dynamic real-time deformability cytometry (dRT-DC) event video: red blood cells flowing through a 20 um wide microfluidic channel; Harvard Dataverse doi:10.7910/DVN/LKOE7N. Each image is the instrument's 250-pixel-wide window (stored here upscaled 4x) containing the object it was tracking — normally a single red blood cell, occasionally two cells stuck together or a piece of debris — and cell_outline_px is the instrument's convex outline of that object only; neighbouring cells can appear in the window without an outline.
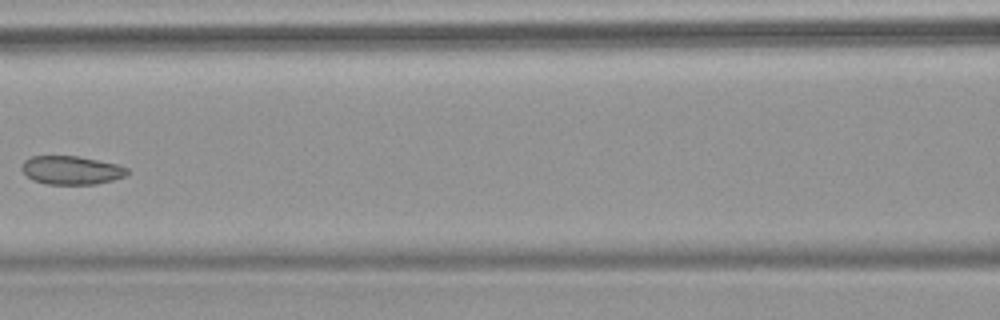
{"species": "common noctule bat (a hibernating species)", "species_latin": "Nyctalus noctula", "temperature_condition": "warm", "stored_images_in_passage": 7, "camera_frame_rate_fps": 3000, "um_per_image_px": 0.085, "animal": {"sex": "female", "body_mass_g": 18.4}, "frame": {"image": 1, "passage_image": 7, "time_ms": 7.0, "image_size_px": [1000, 320], "cell_outline_px": [[128, 172], [124, 176], [112, 180], [96, 184], [48, 184], [32, 180], [20, 168], [24, 160], [32, 156], [76, 156], [116, 164], [128, 168]], "centroid_in_image_um": [6.03, 14.47], "position_along_channel_um": 160.6, "area_um2": 17.34}}